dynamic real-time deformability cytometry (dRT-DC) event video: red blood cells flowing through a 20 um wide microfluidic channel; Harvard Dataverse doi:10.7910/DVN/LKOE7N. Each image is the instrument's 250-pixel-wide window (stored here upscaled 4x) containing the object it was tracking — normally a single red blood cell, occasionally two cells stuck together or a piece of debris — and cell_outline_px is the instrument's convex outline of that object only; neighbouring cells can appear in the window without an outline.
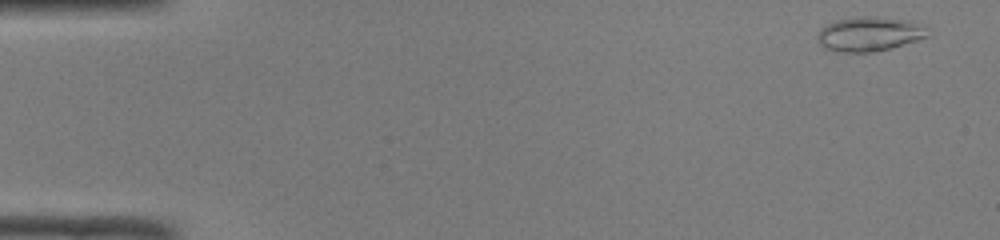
{"species": "common noctule bat (a hibernating species)", "species_latin": "Nyctalus noctula", "temperature_condition": "room temperature", "stored_images_in_passage": 17, "camera_frame_rate_fps": 3000, "um_per_image_px": 0.085, "animal": {"sex": "male", "body_mass_g": 19.0, "forearm_length_mm": 50.8}, "frame": {"image": 1, "passage_image": 3, "time_ms": 0.667, "image_size_px": [1000, 240], "cell_outline_px": [[928, 36], [892, 48], [872, 52], [836, 52], [824, 48], [820, 44], [820, 28], [836, 20], [868, 16], [912, 20], [924, 28]], "centroid_in_image_um": [73.89, 2.9], "position_along_channel_um": 11.1, "area_um2": 21.68}}